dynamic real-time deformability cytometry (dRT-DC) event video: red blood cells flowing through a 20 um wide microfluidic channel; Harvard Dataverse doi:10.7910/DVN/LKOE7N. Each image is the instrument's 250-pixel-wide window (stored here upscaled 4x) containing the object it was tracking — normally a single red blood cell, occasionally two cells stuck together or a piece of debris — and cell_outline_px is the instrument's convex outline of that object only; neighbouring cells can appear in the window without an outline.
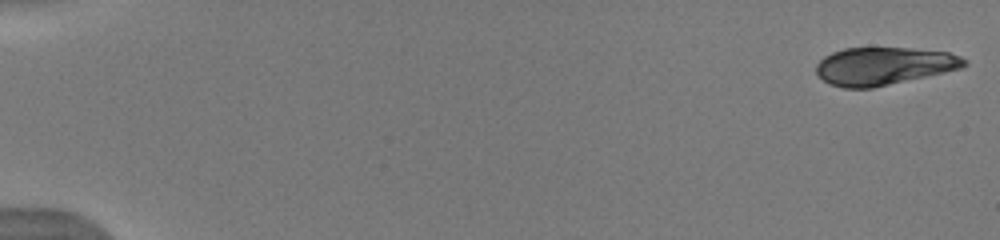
{"species": "human", "species_latin": "Homo sapiens", "temperature_condition": "warm", "stored_images_in_passage": 52, "camera_frame_rate_fps": 3000, "um_per_image_px": 0.085, "donor": {"sex": "male"}, "frame": {"image": 1, "passage_image": 1, "time_ms": 0.0, "image_size_px": [1000, 240], "cell_outline_px": [[968, 64], [960, 68], [944, 72], [872, 88], [844, 88], [828, 84], [816, 72], [816, 64], [824, 56], [832, 52], [844, 48], [908, 48], [948, 52], [960, 56], [968, 60]], "centroid_in_image_um": [75.1, 5.61], "position_along_channel_um": 9.9, "area_um2": 32.43}}
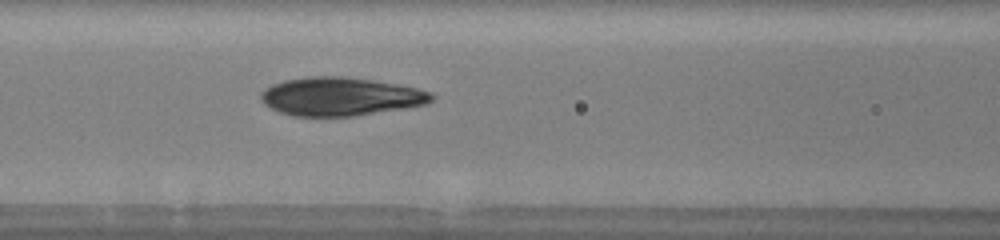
{"frame": {"image": 2, "passage_image": 24, "time_ms": 7.667, "image_size_px": [1000, 240], "cell_outline_px": [[436, 96], [428, 104], [408, 108], [352, 116], [292, 116], [280, 112], [264, 104], [260, 100], [260, 92], [264, 88], [272, 84], [284, 80], [308, 76], [340, 76], [372, 80], [400, 84], [432, 92]], "centroid_in_image_um": [28.95, 8.2], "position_along_channel_um": 137.6, "area_um2": 38.55}}
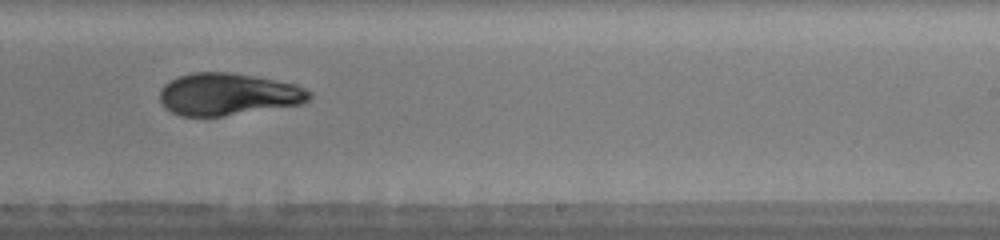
{"frame": {"image": 3, "passage_image": 34, "time_ms": 11.0, "image_size_px": [1000, 240], "cell_outline_px": [[312, 96], [308, 100], [300, 104], [224, 116], [180, 116], [164, 108], [160, 100], [160, 88], [164, 84], [180, 76], [192, 72], [228, 72], [252, 76], [296, 84], [312, 92]], "centroid_in_image_um": [19.36, 8.02], "position_along_channel_um": 269.6, "area_um2": 36.65}, "authors_computed_cell_mechanics": {"area_um2": 35.7782, "velocity_mm_per_s": 3.964, "shape_relaxation_time_tau1_ms": 6.3524, "shape_relaxation_time_tau2_ms": 3.4699, "deformation_change_tau1": 0.1852, "deformation_change_tau2": 0.0599}}